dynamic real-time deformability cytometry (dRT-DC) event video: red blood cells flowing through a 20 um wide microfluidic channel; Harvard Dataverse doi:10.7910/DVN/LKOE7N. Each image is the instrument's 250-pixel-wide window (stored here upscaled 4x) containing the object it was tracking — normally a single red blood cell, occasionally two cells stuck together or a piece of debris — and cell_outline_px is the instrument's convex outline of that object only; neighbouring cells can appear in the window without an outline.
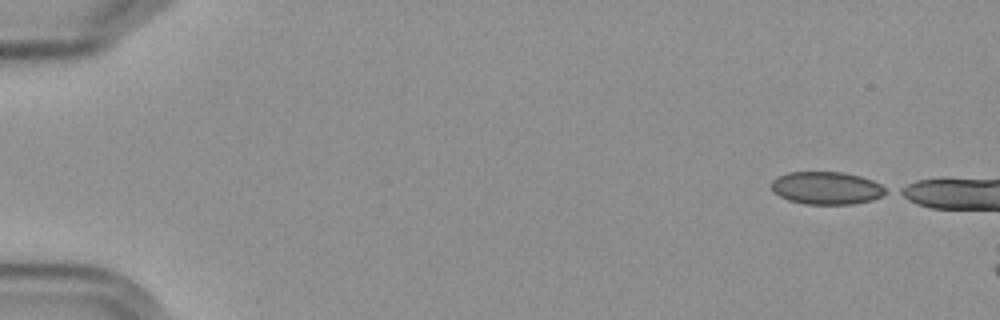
{"species": "Egyptian fruit bat (a non-hibernating species)", "species_latin": "Rousettus aegyptiacus", "temperature_condition": "cold", "stored_images_in_passage": 8, "camera_frame_rate_fps": 3000, "um_per_image_px": 0.085, "frame": {"image": 1, "passage_image": 1, "time_ms": 0.0, "image_size_px": [1000, 320], "cell_outline_px": [[888, 192], [872, 200], [852, 204], [804, 204], [788, 200], [772, 192], [772, 180], [776, 176], [788, 172], [844, 172], [860, 176], [872, 180], [888, 188]], "centroid_in_image_um": [70.25, 15.98], "position_along_channel_um": 14.8, "area_um2": 21.96}}